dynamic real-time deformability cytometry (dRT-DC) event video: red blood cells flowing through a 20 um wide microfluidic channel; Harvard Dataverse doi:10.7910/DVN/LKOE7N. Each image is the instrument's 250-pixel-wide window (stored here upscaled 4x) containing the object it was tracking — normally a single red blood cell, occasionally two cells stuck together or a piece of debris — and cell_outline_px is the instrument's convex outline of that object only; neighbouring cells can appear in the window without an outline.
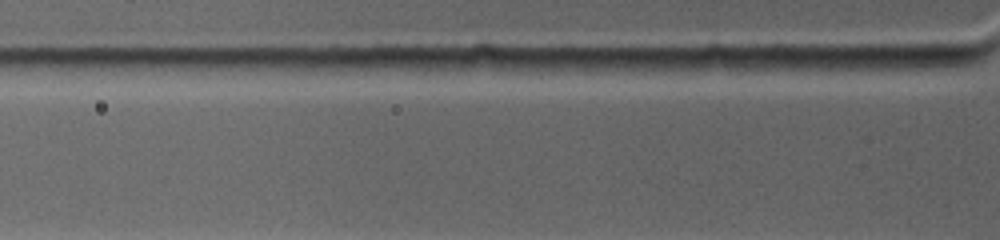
{"species": "common noctule bat (a hibernating species)", "species_latin": "Nyctalus noctula", "temperature_condition": "warm", "stored_images_in_passage": 2, "camera_frame_rate_fps": 4500, "um_per_image_px": 0.085, "animal": {"sex": "female", "body_mass_g": 19.0, "forearm_length_mm": 53.3}, "frame": {"image": 1, "passage_image": 2, "time_ms": 0.444, "image_size_px": [1000, 240], "cell_outline_px": [[968, 64], [916, 72], [848, 68], [856, 56], [960, 56], [968, 60]], "centroid_in_image_um": [77.07, 5.34], "position_along_channel_um": 48.7, "area_um2": 10.92}}